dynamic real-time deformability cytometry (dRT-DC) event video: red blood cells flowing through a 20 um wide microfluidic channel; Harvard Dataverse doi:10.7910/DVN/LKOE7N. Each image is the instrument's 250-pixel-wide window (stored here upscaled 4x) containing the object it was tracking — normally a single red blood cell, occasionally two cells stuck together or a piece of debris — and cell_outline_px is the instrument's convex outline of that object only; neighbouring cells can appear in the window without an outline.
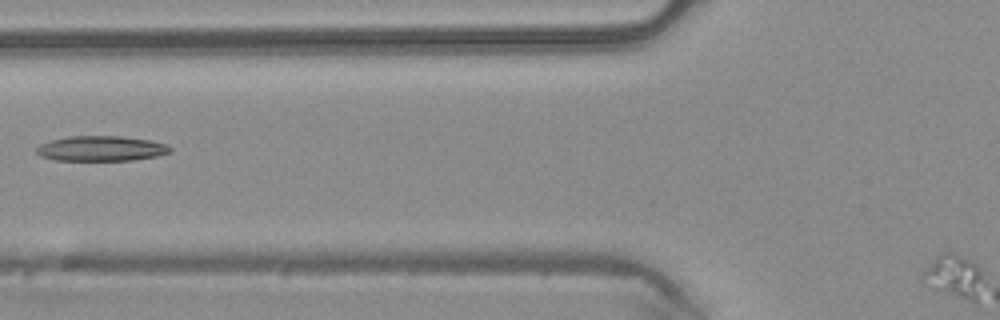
{"species": "common noctule bat (a hibernating species)", "species_latin": "Nyctalus noctula", "temperature_condition": "warm", "stored_images_in_passage": 4, "camera_frame_rate_fps": 3000, "um_per_image_px": 0.085, "animal": {"sex": "male", "body_mass_g": 20.4}, "frame": {"image": 1, "passage_image": 3, "time_ms": 0.667, "image_size_px": [1000, 320], "cell_outline_px": [[172, 152], [156, 156], [132, 160], [56, 160], [40, 156], [36, 152], [36, 148], [40, 144], [52, 140], [68, 136], [120, 136], [148, 140], [168, 144], [172, 148]], "centroid_in_image_um": [8.61, 12.62], "position_along_channel_um": 117.2, "area_um2": 19.54}}
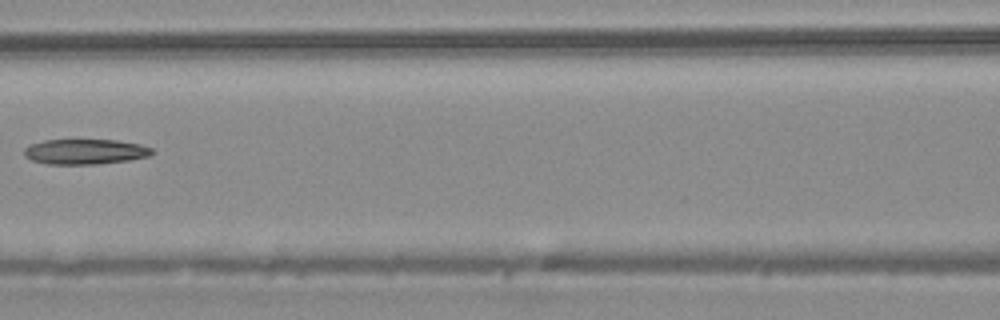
{"frame": {"image": 2, "passage_image": 4, "time_ms": 1.0, "image_size_px": [1000, 320], "cell_outline_px": [[152, 152], [148, 156], [128, 160], [96, 164], [48, 164], [32, 160], [24, 156], [24, 148], [32, 144], [44, 140], [116, 140], [140, 144], [152, 148]], "centroid_in_image_um": [7.21, 12.89], "position_along_channel_um": 159.4, "area_um2": 18.61}}